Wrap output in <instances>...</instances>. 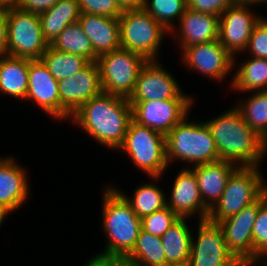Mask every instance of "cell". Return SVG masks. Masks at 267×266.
I'll return each mask as SVG.
<instances>
[{"instance_id":"cell-1","label":"cell","mask_w":267,"mask_h":266,"mask_svg":"<svg viewBox=\"0 0 267 266\" xmlns=\"http://www.w3.org/2000/svg\"><path fill=\"white\" fill-rule=\"evenodd\" d=\"M99 144L118 149L132 120L128 98L101 92L83 104L70 118Z\"/></svg>"},{"instance_id":"cell-2","label":"cell","mask_w":267,"mask_h":266,"mask_svg":"<svg viewBox=\"0 0 267 266\" xmlns=\"http://www.w3.org/2000/svg\"><path fill=\"white\" fill-rule=\"evenodd\" d=\"M205 123L212 133L220 160L238 167L261 165L259 163L267 155L265 141L250 128L235 105Z\"/></svg>"},{"instance_id":"cell-3","label":"cell","mask_w":267,"mask_h":266,"mask_svg":"<svg viewBox=\"0 0 267 266\" xmlns=\"http://www.w3.org/2000/svg\"><path fill=\"white\" fill-rule=\"evenodd\" d=\"M102 201V230L108 240L100 254L127 257L135 247L141 231V218L114 186L104 188Z\"/></svg>"},{"instance_id":"cell-4","label":"cell","mask_w":267,"mask_h":266,"mask_svg":"<svg viewBox=\"0 0 267 266\" xmlns=\"http://www.w3.org/2000/svg\"><path fill=\"white\" fill-rule=\"evenodd\" d=\"M187 119L188 115L165 136L168 166L175 160L193 163V166L220 160L212 133L205 121L188 122Z\"/></svg>"},{"instance_id":"cell-5","label":"cell","mask_w":267,"mask_h":266,"mask_svg":"<svg viewBox=\"0 0 267 266\" xmlns=\"http://www.w3.org/2000/svg\"><path fill=\"white\" fill-rule=\"evenodd\" d=\"M259 167H237L229 176L220 200L210 210L208 219L219 223L256 202L267 183Z\"/></svg>"},{"instance_id":"cell-6","label":"cell","mask_w":267,"mask_h":266,"mask_svg":"<svg viewBox=\"0 0 267 266\" xmlns=\"http://www.w3.org/2000/svg\"><path fill=\"white\" fill-rule=\"evenodd\" d=\"M120 46L149 60L157 56L165 35L170 32L143 8L123 11L119 17Z\"/></svg>"},{"instance_id":"cell-7","label":"cell","mask_w":267,"mask_h":266,"mask_svg":"<svg viewBox=\"0 0 267 266\" xmlns=\"http://www.w3.org/2000/svg\"><path fill=\"white\" fill-rule=\"evenodd\" d=\"M117 150L126 152L134 165L149 177H162L168 167L165 135L140 125L133 119L130 121L122 145Z\"/></svg>"},{"instance_id":"cell-8","label":"cell","mask_w":267,"mask_h":266,"mask_svg":"<svg viewBox=\"0 0 267 266\" xmlns=\"http://www.w3.org/2000/svg\"><path fill=\"white\" fill-rule=\"evenodd\" d=\"M147 61L142 55L123 48L100 55L97 63L102 92L129 98Z\"/></svg>"},{"instance_id":"cell-9","label":"cell","mask_w":267,"mask_h":266,"mask_svg":"<svg viewBox=\"0 0 267 266\" xmlns=\"http://www.w3.org/2000/svg\"><path fill=\"white\" fill-rule=\"evenodd\" d=\"M8 55L41 59L49 47L44 39L39 14L12 6L6 9Z\"/></svg>"},{"instance_id":"cell-10","label":"cell","mask_w":267,"mask_h":266,"mask_svg":"<svg viewBox=\"0 0 267 266\" xmlns=\"http://www.w3.org/2000/svg\"><path fill=\"white\" fill-rule=\"evenodd\" d=\"M196 240L192 235L190 266H243L227 248L223 230L209 219L199 220Z\"/></svg>"},{"instance_id":"cell-11","label":"cell","mask_w":267,"mask_h":266,"mask_svg":"<svg viewBox=\"0 0 267 266\" xmlns=\"http://www.w3.org/2000/svg\"><path fill=\"white\" fill-rule=\"evenodd\" d=\"M266 200L267 191L253 204L218 223L223 230L227 248L243 266H253L252 230L259 207Z\"/></svg>"},{"instance_id":"cell-12","label":"cell","mask_w":267,"mask_h":266,"mask_svg":"<svg viewBox=\"0 0 267 266\" xmlns=\"http://www.w3.org/2000/svg\"><path fill=\"white\" fill-rule=\"evenodd\" d=\"M193 99L129 101L132 119L165 136L191 111Z\"/></svg>"},{"instance_id":"cell-13","label":"cell","mask_w":267,"mask_h":266,"mask_svg":"<svg viewBox=\"0 0 267 266\" xmlns=\"http://www.w3.org/2000/svg\"><path fill=\"white\" fill-rule=\"evenodd\" d=\"M28 91L25 99L40 106L53 120H67L71 114L60 104L58 81L41 59H29Z\"/></svg>"},{"instance_id":"cell-14","label":"cell","mask_w":267,"mask_h":266,"mask_svg":"<svg viewBox=\"0 0 267 266\" xmlns=\"http://www.w3.org/2000/svg\"><path fill=\"white\" fill-rule=\"evenodd\" d=\"M180 86L159 60H149L141 69L128 101L192 99Z\"/></svg>"},{"instance_id":"cell-15","label":"cell","mask_w":267,"mask_h":266,"mask_svg":"<svg viewBox=\"0 0 267 266\" xmlns=\"http://www.w3.org/2000/svg\"><path fill=\"white\" fill-rule=\"evenodd\" d=\"M181 54V61L189 70H195L219 83L225 80L234 69V57L220 44L219 40L186 47Z\"/></svg>"},{"instance_id":"cell-16","label":"cell","mask_w":267,"mask_h":266,"mask_svg":"<svg viewBox=\"0 0 267 266\" xmlns=\"http://www.w3.org/2000/svg\"><path fill=\"white\" fill-rule=\"evenodd\" d=\"M250 7L235 4L227 8L219 16L218 40L234 57V69L236 65V54L245 52L252 30L262 17L258 14L255 16Z\"/></svg>"},{"instance_id":"cell-17","label":"cell","mask_w":267,"mask_h":266,"mask_svg":"<svg viewBox=\"0 0 267 266\" xmlns=\"http://www.w3.org/2000/svg\"><path fill=\"white\" fill-rule=\"evenodd\" d=\"M60 104L73 115L83 104L102 92L97 61L90 62L73 77L58 81Z\"/></svg>"},{"instance_id":"cell-18","label":"cell","mask_w":267,"mask_h":266,"mask_svg":"<svg viewBox=\"0 0 267 266\" xmlns=\"http://www.w3.org/2000/svg\"><path fill=\"white\" fill-rule=\"evenodd\" d=\"M167 206L179 217L199 214V220L208 219L210 210L204 205L194 171L187 166L175 177Z\"/></svg>"},{"instance_id":"cell-19","label":"cell","mask_w":267,"mask_h":266,"mask_svg":"<svg viewBox=\"0 0 267 266\" xmlns=\"http://www.w3.org/2000/svg\"><path fill=\"white\" fill-rule=\"evenodd\" d=\"M178 24L179 29L174 28L170 33H173L175 41L176 39L179 41L181 50L195 44L218 40L219 16L217 15L187 8Z\"/></svg>"},{"instance_id":"cell-20","label":"cell","mask_w":267,"mask_h":266,"mask_svg":"<svg viewBox=\"0 0 267 266\" xmlns=\"http://www.w3.org/2000/svg\"><path fill=\"white\" fill-rule=\"evenodd\" d=\"M27 175L13 157H0V203L11 213L19 209L30 195Z\"/></svg>"},{"instance_id":"cell-21","label":"cell","mask_w":267,"mask_h":266,"mask_svg":"<svg viewBox=\"0 0 267 266\" xmlns=\"http://www.w3.org/2000/svg\"><path fill=\"white\" fill-rule=\"evenodd\" d=\"M78 22L92 43L94 62L100 55L121 48L119 18L81 13Z\"/></svg>"},{"instance_id":"cell-22","label":"cell","mask_w":267,"mask_h":266,"mask_svg":"<svg viewBox=\"0 0 267 266\" xmlns=\"http://www.w3.org/2000/svg\"><path fill=\"white\" fill-rule=\"evenodd\" d=\"M237 167L236 164L225 160L191 167L197 179L202 201L209 210L220 200L229 176Z\"/></svg>"},{"instance_id":"cell-23","label":"cell","mask_w":267,"mask_h":266,"mask_svg":"<svg viewBox=\"0 0 267 266\" xmlns=\"http://www.w3.org/2000/svg\"><path fill=\"white\" fill-rule=\"evenodd\" d=\"M29 59L5 55L0 58V93L25 99L28 91Z\"/></svg>"},{"instance_id":"cell-24","label":"cell","mask_w":267,"mask_h":266,"mask_svg":"<svg viewBox=\"0 0 267 266\" xmlns=\"http://www.w3.org/2000/svg\"><path fill=\"white\" fill-rule=\"evenodd\" d=\"M80 15L78 0H59L39 14L44 39L50 45L69 24L78 22Z\"/></svg>"},{"instance_id":"cell-25","label":"cell","mask_w":267,"mask_h":266,"mask_svg":"<svg viewBox=\"0 0 267 266\" xmlns=\"http://www.w3.org/2000/svg\"><path fill=\"white\" fill-rule=\"evenodd\" d=\"M188 218H179L162 236L167 264L189 262L192 231L187 225Z\"/></svg>"},{"instance_id":"cell-26","label":"cell","mask_w":267,"mask_h":266,"mask_svg":"<svg viewBox=\"0 0 267 266\" xmlns=\"http://www.w3.org/2000/svg\"><path fill=\"white\" fill-rule=\"evenodd\" d=\"M236 92H256L267 90V59L250 57L235 71L230 84Z\"/></svg>"},{"instance_id":"cell-27","label":"cell","mask_w":267,"mask_h":266,"mask_svg":"<svg viewBox=\"0 0 267 266\" xmlns=\"http://www.w3.org/2000/svg\"><path fill=\"white\" fill-rule=\"evenodd\" d=\"M158 178L161 177H151L153 184L148 182L147 184L139 185L134 191L133 196H131L132 198L118 190L130 203L133 211L139 218L152 214L167 206L166 193L157 184H154V180Z\"/></svg>"},{"instance_id":"cell-28","label":"cell","mask_w":267,"mask_h":266,"mask_svg":"<svg viewBox=\"0 0 267 266\" xmlns=\"http://www.w3.org/2000/svg\"><path fill=\"white\" fill-rule=\"evenodd\" d=\"M50 46L58 51L79 55L89 62H94L92 43L79 22L69 24Z\"/></svg>"},{"instance_id":"cell-29","label":"cell","mask_w":267,"mask_h":266,"mask_svg":"<svg viewBox=\"0 0 267 266\" xmlns=\"http://www.w3.org/2000/svg\"><path fill=\"white\" fill-rule=\"evenodd\" d=\"M41 60L57 81L73 77L90 63L82 56L58 51L50 45Z\"/></svg>"},{"instance_id":"cell-30","label":"cell","mask_w":267,"mask_h":266,"mask_svg":"<svg viewBox=\"0 0 267 266\" xmlns=\"http://www.w3.org/2000/svg\"><path fill=\"white\" fill-rule=\"evenodd\" d=\"M247 100L235 108L245 122L264 140L267 138V90L251 92Z\"/></svg>"},{"instance_id":"cell-31","label":"cell","mask_w":267,"mask_h":266,"mask_svg":"<svg viewBox=\"0 0 267 266\" xmlns=\"http://www.w3.org/2000/svg\"><path fill=\"white\" fill-rule=\"evenodd\" d=\"M127 258L142 266H165L166 256L161 237L141 229L135 247Z\"/></svg>"},{"instance_id":"cell-32","label":"cell","mask_w":267,"mask_h":266,"mask_svg":"<svg viewBox=\"0 0 267 266\" xmlns=\"http://www.w3.org/2000/svg\"><path fill=\"white\" fill-rule=\"evenodd\" d=\"M187 0H144L143 9L171 32L187 9ZM174 22V23H173Z\"/></svg>"},{"instance_id":"cell-33","label":"cell","mask_w":267,"mask_h":266,"mask_svg":"<svg viewBox=\"0 0 267 266\" xmlns=\"http://www.w3.org/2000/svg\"><path fill=\"white\" fill-rule=\"evenodd\" d=\"M179 217L168 207L141 218V229L154 236L161 237Z\"/></svg>"},{"instance_id":"cell-34","label":"cell","mask_w":267,"mask_h":266,"mask_svg":"<svg viewBox=\"0 0 267 266\" xmlns=\"http://www.w3.org/2000/svg\"><path fill=\"white\" fill-rule=\"evenodd\" d=\"M253 264L267 253V200L259 207L252 230Z\"/></svg>"},{"instance_id":"cell-35","label":"cell","mask_w":267,"mask_h":266,"mask_svg":"<svg viewBox=\"0 0 267 266\" xmlns=\"http://www.w3.org/2000/svg\"><path fill=\"white\" fill-rule=\"evenodd\" d=\"M245 50L251 57L267 59V18L261 17L256 23Z\"/></svg>"},{"instance_id":"cell-36","label":"cell","mask_w":267,"mask_h":266,"mask_svg":"<svg viewBox=\"0 0 267 266\" xmlns=\"http://www.w3.org/2000/svg\"><path fill=\"white\" fill-rule=\"evenodd\" d=\"M81 13L119 18L122 10L116 0H78Z\"/></svg>"},{"instance_id":"cell-37","label":"cell","mask_w":267,"mask_h":266,"mask_svg":"<svg viewBox=\"0 0 267 266\" xmlns=\"http://www.w3.org/2000/svg\"><path fill=\"white\" fill-rule=\"evenodd\" d=\"M235 5V0H187V7L202 13L220 16L227 8Z\"/></svg>"},{"instance_id":"cell-38","label":"cell","mask_w":267,"mask_h":266,"mask_svg":"<svg viewBox=\"0 0 267 266\" xmlns=\"http://www.w3.org/2000/svg\"><path fill=\"white\" fill-rule=\"evenodd\" d=\"M58 1L59 0H18L16 6L30 13L41 14L54 6Z\"/></svg>"},{"instance_id":"cell-39","label":"cell","mask_w":267,"mask_h":266,"mask_svg":"<svg viewBox=\"0 0 267 266\" xmlns=\"http://www.w3.org/2000/svg\"><path fill=\"white\" fill-rule=\"evenodd\" d=\"M8 55L6 9H0V58Z\"/></svg>"},{"instance_id":"cell-40","label":"cell","mask_w":267,"mask_h":266,"mask_svg":"<svg viewBox=\"0 0 267 266\" xmlns=\"http://www.w3.org/2000/svg\"><path fill=\"white\" fill-rule=\"evenodd\" d=\"M83 266H115V257L99 253L89 259Z\"/></svg>"},{"instance_id":"cell-41","label":"cell","mask_w":267,"mask_h":266,"mask_svg":"<svg viewBox=\"0 0 267 266\" xmlns=\"http://www.w3.org/2000/svg\"><path fill=\"white\" fill-rule=\"evenodd\" d=\"M122 11L142 9L144 0H116Z\"/></svg>"},{"instance_id":"cell-42","label":"cell","mask_w":267,"mask_h":266,"mask_svg":"<svg viewBox=\"0 0 267 266\" xmlns=\"http://www.w3.org/2000/svg\"><path fill=\"white\" fill-rule=\"evenodd\" d=\"M115 266H142L140 263L132 261L127 257H115Z\"/></svg>"},{"instance_id":"cell-43","label":"cell","mask_w":267,"mask_h":266,"mask_svg":"<svg viewBox=\"0 0 267 266\" xmlns=\"http://www.w3.org/2000/svg\"><path fill=\"white\" fill-rule=\"evenodd\" d=\"M267 4V0H235V4L237 5H247V6H255L262 5V4Z\"/></svg>"},{"instance_id":"cell-44","label":"cell","mask_w":267,"mask_h":266,"mask_svg":"<svg viewBox=\"0 0 267 266\" xmlns=\"http://www.w3.org/2000/svg\"><path fill=\"white\" fill-rule=\"evenodd\" d=\"M18 0H0V9H7L17 5Z\"/></svg>"},{"instance_id":"cell-45","label":"cell","mask_w":267,"mask_h":266,"mask_svg":"<svg viewBox=\"0 0 267 266\" xmlns=\"http://www.w3.org/2000/svg\"><path fill=\"white\" fill-rule=\"evenodd\" d=\"M8 214H11V212L0 203V226L2 225V222H4Z\"/></svg>"},{"instance_id":"cell-46","label":"cell","mask_w":267,"mask_h":266,"mask_svg":"<svg viewBox=\"0 0 267 266\" xmlns=\"http://www.w3.org/2000/svg\"><path fill=\"white\" fill-rule=\"evenodd\" d=\"M265 258H267V253L261 255V256L255 261V263H254L253 265H256V263L258 264V262H259L260 265L263 264V266H264V264H265V266H266L267 261H266ZM264 262H265V263H264Z\"/></svg>"},{"instance_id":"cell-47","label":"cell","mask_w":267,"mask_h":266,"mask_svg":"<svg viewBox=\"0 0 267 266\" xmlns=\"http://www.w3.org/2000/svg\"><path fill=\"white\" fill-rule=\"evenodd\" d=\"M165 266H190L188 262L181 263V264H167Z\"/></svg>"}]
</instances>
